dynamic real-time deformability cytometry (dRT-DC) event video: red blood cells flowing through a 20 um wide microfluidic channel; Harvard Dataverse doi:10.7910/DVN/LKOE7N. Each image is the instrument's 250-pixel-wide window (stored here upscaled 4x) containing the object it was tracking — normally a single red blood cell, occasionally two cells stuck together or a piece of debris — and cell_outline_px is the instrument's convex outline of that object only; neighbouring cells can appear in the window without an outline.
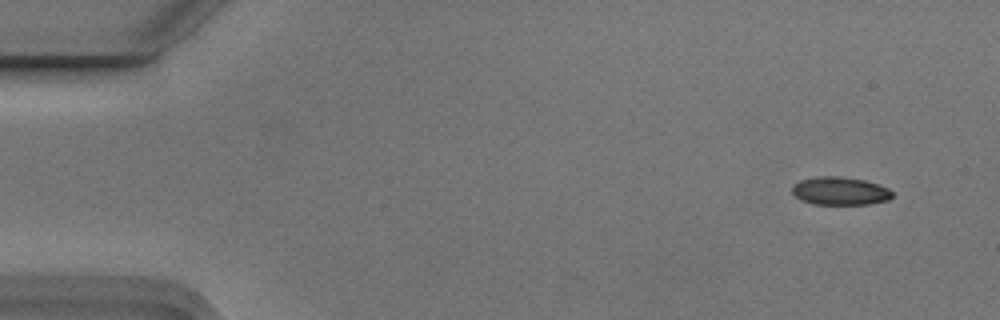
{"species": "Egyptian fruit bat (a non-hibernating species)", "species_latin": "Rousettus aegyptiacus", "temperature_condition": "cold", "stored_images_in_passage": 4, "camera_frame_rate_fps": 3000, "um_per_image_px": 0.085, "animal": {"sex": "male"}, "frame": {"image": 1, "passage_image": 1, "time_ms": 0.0, "image_size_px": [1000, 320], "cell_outline_px": [[892, 196], [888, 200], [868, 204], [812, 204], [800, 200], [792, 192], [792, 184], [800, 180], [816, 176], [840, 176], [864, 180], [888, 188], [892, 192]], "centroid_in_image_um": [71.36, 16.23], "position_along_channel_um": 13.6, "area_um2": 16.42}}